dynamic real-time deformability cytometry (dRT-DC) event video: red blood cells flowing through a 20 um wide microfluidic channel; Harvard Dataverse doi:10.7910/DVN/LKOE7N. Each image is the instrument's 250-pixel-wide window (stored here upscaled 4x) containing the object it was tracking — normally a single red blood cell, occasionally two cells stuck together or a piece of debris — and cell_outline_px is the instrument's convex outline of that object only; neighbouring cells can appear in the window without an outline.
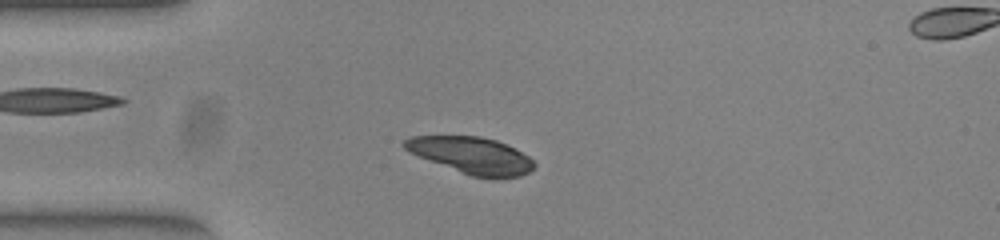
{"species": "common noctule bat (a hibernating species)", "species_latin": "Nyctalus noctula", "temperature_condition": "warm", "stored_images_in_passage": 48, "camera_frame_rate_fps": 3000, "um_per_image_px": 0.085, "animal": {"sex": "female", "body_mass_g": 23.0, "forearm_length_mm": 53.4}, "frame": {"image": 1, "passage_image": 8, "time_ms": 2.333, "image_size_px": [1000, 240], "cell_outline_px": [[536, 164], [528, 172], [520, 176], [472, 176], [408, 152], [400, 144], [404, 140], [412, 136], [480, 136], [496, 140], [528, 156]], "centroid_in_image_um": [40.01, 13.17], "position_along_channel_um": 45.0, "area_um2": 26.88}}
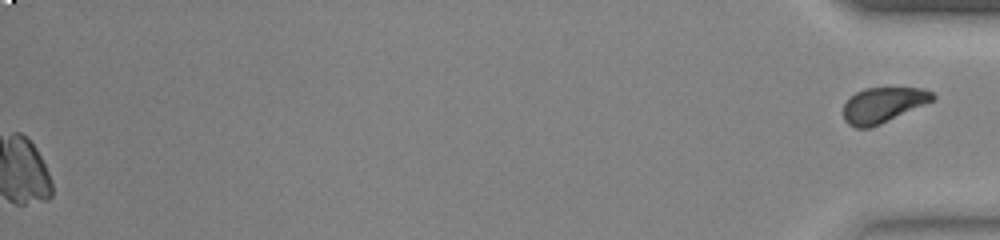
{"frame": {"image": 2, "passage_image": 48, "time_ms": 15.667, "image_size_px": [1000, 240], "cell_outline_px": [[936, 96], [932, 100], [924, 104], [880, 124], [868, 128], [856, 128], [848, 124], [844, 120], [844, 104], [856, 92], [864, 88], [924, 88], [932, 92]], "centroid_in_image_um": [75.04, 8.92], "position_along_channel_um": 360.2, "area_um2": 18.03}}